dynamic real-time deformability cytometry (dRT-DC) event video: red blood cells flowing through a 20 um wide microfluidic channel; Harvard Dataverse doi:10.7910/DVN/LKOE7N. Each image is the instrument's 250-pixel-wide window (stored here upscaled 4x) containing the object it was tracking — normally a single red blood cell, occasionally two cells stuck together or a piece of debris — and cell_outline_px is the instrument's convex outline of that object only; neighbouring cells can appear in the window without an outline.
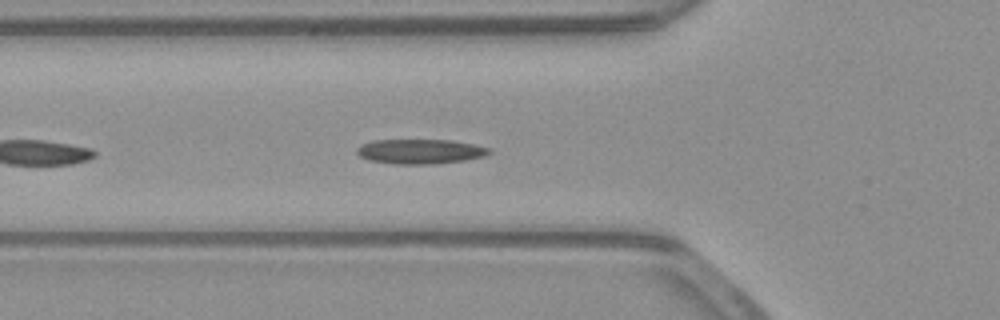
{"species": "common noctule bat (a hibernating species)", "species_latin": "Nyctalus noctula", "temperature_condition": "warm", "stored_images_in_passage": 39, "camera_frame_rate_fps": 3000, "um_per_image_px": 0.085, "animal": {"sex": "male", "body_mass_g": 23.1, "forearm_length_mm": 52.7}, "frame": {"image": 1, "passage_image": 6, "time_ms": 1.667, "image_size_px": [1000, 320], "cell_outline_px": [[492, 152], [484, 156], [464, 160], [436, 164], [396, 164], [368, 160], [360, 156], [356, 152], [356, 148], [360, 144], [372, 140], [452, 140], [476, 144], [492, 148]], "centroid_in_image_um": [35.73, 12.87], "position_along_channel_um": 90.1, "area_um2": 19.31}}
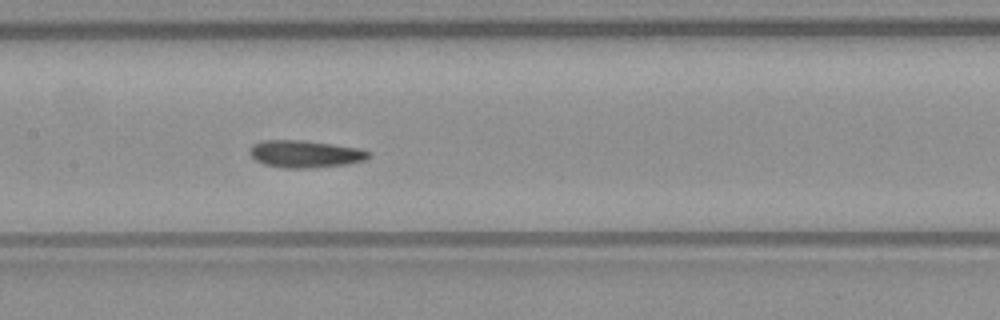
{"frame": {"image": 2, "passage_image": 13, "time_ms": 4.0, "image_size_px": [1000, 320], "cell_outline_px": [[372, 152], [364, 160], [348, 164], [312, 168], [284, 168], [264, 164], [256, 160], [248, 152], [252, 144], [260, 140], [300, 140], [332, 144], [356, 148]], "centroid_in_image_um": [25.89, 13.08], "position_along_channel_um": 181.5, "area_um2": 18.84}}
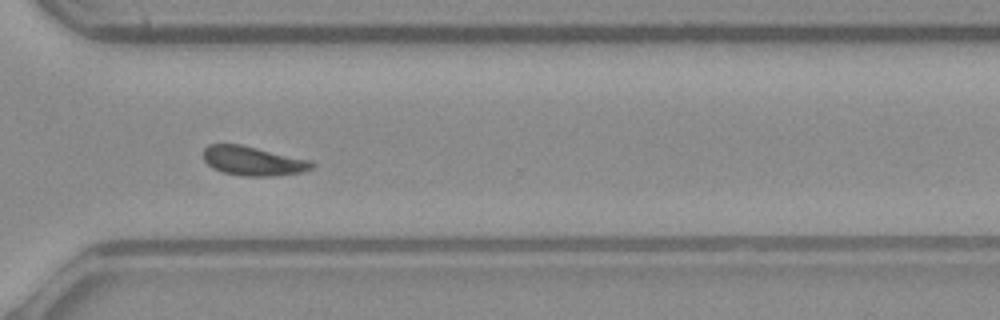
{"frame": {"image": 3, "passage_image": 26, "time_ms": 8.333, "image_size_px": [1000, 320], "cell_outline_px": [[316, 164], [312, 168], [300, 172], [272, 176], [244, 176], [224, 172], [212, 168], [204, 160], [204, 148], [208, 144], [240, 144], [312, 160]], "centroid_in_image_um": [21.52, 13.67], "position_along_channel_um": 349.1, "area_um2": 18.44}, "authors_computed_cell_mechanics": {"area_um2": 18.2648, "velocity_mm_per_s": 3.8846, "shape_relaxation_time_tau1_ms": 5.452, "shape_relaxation_time_tau2_ms": 1.7574, "deformation_change_tau1": 0.1382, "deformation_change_tau2": 0.0728}}